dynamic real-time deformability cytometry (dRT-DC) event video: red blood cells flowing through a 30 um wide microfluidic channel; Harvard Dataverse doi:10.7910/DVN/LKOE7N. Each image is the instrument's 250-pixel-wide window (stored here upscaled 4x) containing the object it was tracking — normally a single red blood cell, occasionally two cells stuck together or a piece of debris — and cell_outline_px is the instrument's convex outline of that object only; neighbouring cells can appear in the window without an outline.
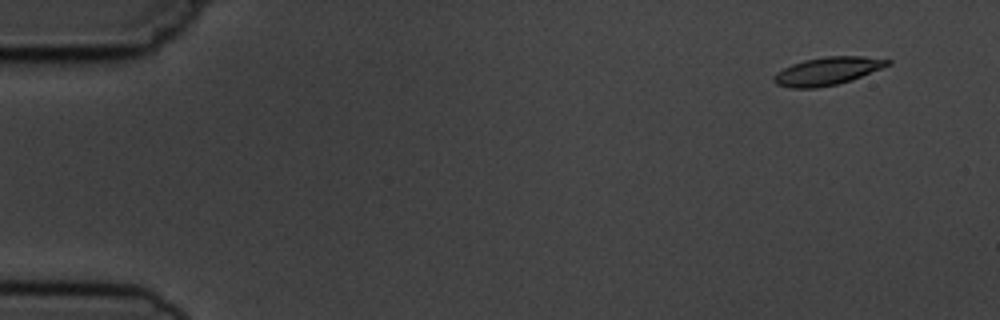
{"species": "common noctule bat (a hibernating species)", "species_latin": "Nyctalus noctula", "temperature_condition": "cold", "stored_images_in_passage": 10, "camera_frame_rate_fps": 3000, "um_per_image_px": 0.085, "animal": {"sex": "male", "body_mass_g": 19.5, "forearm_length_mm": 54.6}, "frame": {"image": 1, "passage_image": 2, "time_ms": 1.0, "image_size_px": [1000, 320], "cell_outline_px": [[892, 64], [852, 80], [836, 84], [816, 88], [792, 88], [776, 84], [772, 80], [772, 76], [776, 72], [792, 64], [804, 60], [828, 56], [864, 56], [892, 60]], "centroid_in_image_um": [70.33, 6.04], "position_along_channel_um": 14.7, "area_um2": 18.55}}
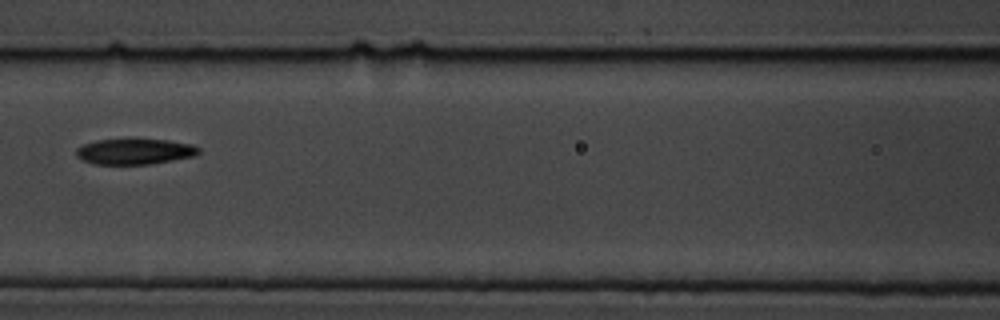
{"frame": {"image": 2, "passage_image": 8, "time_ms": 8.0, "image_size_px": [1000, 320], "cell_outline_px": [[200, 152], [196, 156], [148, 164], [92, 164], [76, 156], [76, 148], [84, 144], [96, 140], [128, 136], [132, 136], [168, 140], [192, 144], [200, 148]], "centroid_in_image_um": [11.45, 12.82], "position_along_channel_um": 155.2, "area_um2": 19.25}}
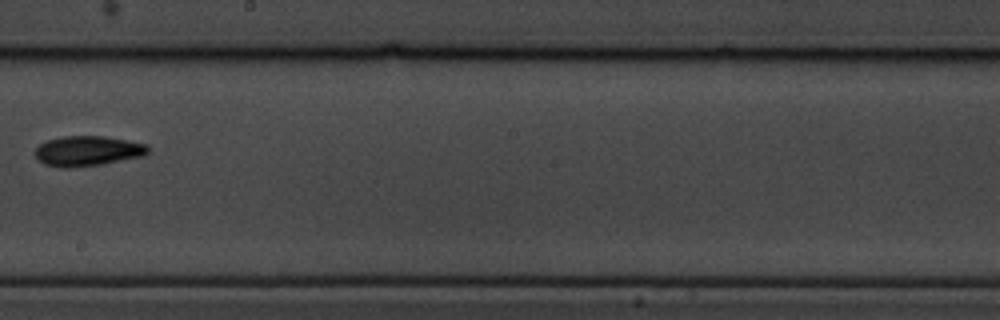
{"frame": {"image": 3, "passage_image": 10, "time_ms": 10.333, "image_size_px": [1000, 320], "cell_outline_px": [[148, 152], [144, 156], [100, 164], [72, 168], [64, 168], [44, 164], [36, 156], [36, 148], [40, 144], [48, 140], [64, 136], [100, 136], [128, 140], [148, 144]], "centroid_in_image_um": [7.47, 12.83], "position_along_channel_um": 240.7, "area_um2": 19.65}}